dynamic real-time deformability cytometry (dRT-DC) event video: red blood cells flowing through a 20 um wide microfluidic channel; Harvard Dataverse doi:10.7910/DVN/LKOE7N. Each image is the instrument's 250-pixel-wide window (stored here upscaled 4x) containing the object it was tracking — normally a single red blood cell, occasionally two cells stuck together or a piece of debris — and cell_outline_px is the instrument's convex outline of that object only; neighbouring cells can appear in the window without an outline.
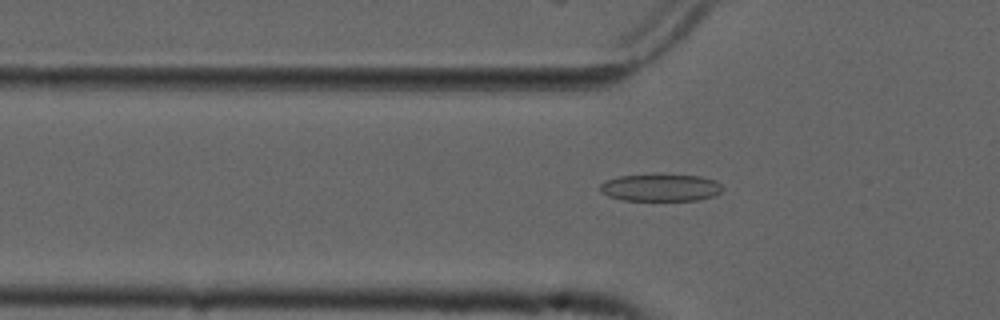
{"species": "common noctule bat (a hibernating species)", "species_latin": "Nyctalus noctula", "temperature_condition": "cold", "stored_images_in_passage": 54, "camera_frame_rate_fps": 3000, "um_per_image_px": 0.085, "animal": {"sex": "male", "forearm_length_mm": 52.5}, "frame": {"image": 1, "passage_image": 17, "time_ms": 5.333, "image_size_px": [1000, 320], "cell_outline_px": [[724, 188], [716, 196], [700, 200], [624, 200], [608, 196], [600, 192], [600, 184], [604, 180], [620, 176], [652, 172], [700, 176], [716, 180]], "centroid_in_image_um": [56.15, 15.91], "position_along_channel_um": 69.6, "area_um2": 20.29}}
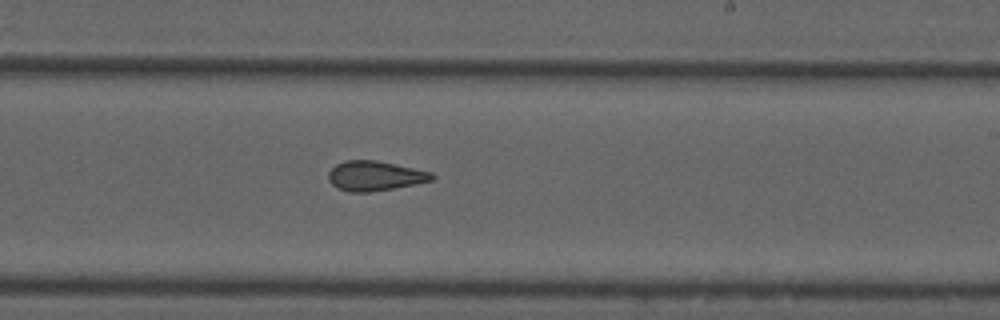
{"frame": {"image": 2, "passage_image": 32, "time_ms": 10.333, "image_size_px": [1000, 320], "cell_outline_px": [[436, 176], [432, 180], [416, 184], [372, 192], [348, 192], [336, 188], [328, 180], [328, 172], [336, 164], [344, 160], [376, 160], [432, 172]], "centroid_in_image_um": [31.85, 14.95], "position_along_channel_um": 257.2, "area_um2": 18.09}}
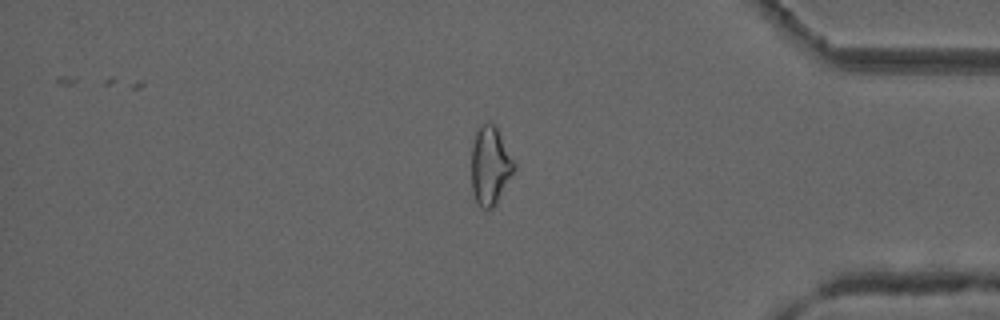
{"frame": {"image": 3, "passage_image": 45, "time_ms": 14.667, "image_size_px": [1000, 320], "cell_outline_px": [[516, 168], [496, 204], [492, 208], [480, 208], [476, 200], [472, 188], [472, 144], [476, 132], [484, 124], [492, 124], [496, 128], [516, 164]], "centroid_in_image_um": [41.67, 14.13], "position_along_channel_um": 393.5, "area_um2": 19.07}, "authors_computed_cell_mechanics": {"area_um2": 19.3341, "velocity_mm_per_s": 3.7497, "shape_relaxation_time_tau1_ms": null, "shape_relaxation_time_tau2_ms": 2.4087, "deformation_change_tau1": null, "deformation_change_tau2": 0.0882}}